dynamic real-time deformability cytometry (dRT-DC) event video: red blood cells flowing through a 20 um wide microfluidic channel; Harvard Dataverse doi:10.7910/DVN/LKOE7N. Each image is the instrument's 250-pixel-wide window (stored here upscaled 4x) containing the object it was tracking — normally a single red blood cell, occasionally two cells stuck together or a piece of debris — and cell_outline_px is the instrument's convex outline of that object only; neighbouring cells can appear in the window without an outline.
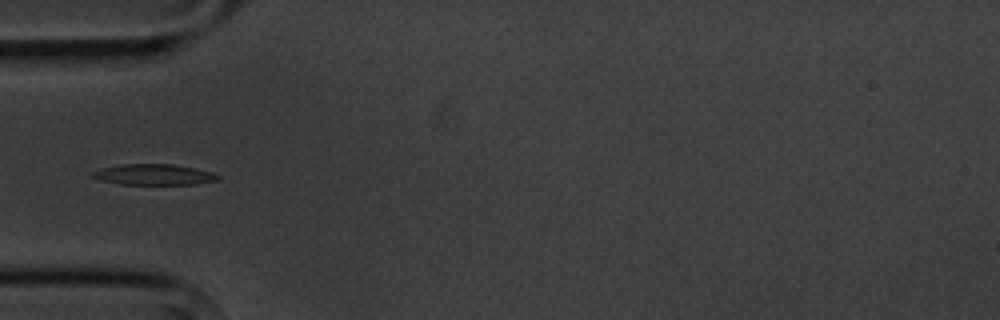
{"species": "common noctule bat (a hibernating species)", "species_latin": "Nyctalus noctula", "temperature_condition": "cold", "stored_images_in_passage": 4, "camera_frame_rate_fps": 3000, "um_per_image_px": 0.085, "animal": {"sex": "male", "body_mass_g": 20.1, "forearm_length_mm": 53.5}, "frame": {"image": 1, "passage_image": 4, "time_ms": 3.667, "image_size_px": [1000, 320], "cell_outline_px": [[220, 180], [192, 184], [120, 184], [100, 180], [92, 176], [92, 172], [100, 168], [124, 164], [172, 164], [212, 172], [220, 176]], "centroid_in_image_um": [13.07, 14.84], "position_along_channel_um": 71.9, "area_um2": 15.03}}